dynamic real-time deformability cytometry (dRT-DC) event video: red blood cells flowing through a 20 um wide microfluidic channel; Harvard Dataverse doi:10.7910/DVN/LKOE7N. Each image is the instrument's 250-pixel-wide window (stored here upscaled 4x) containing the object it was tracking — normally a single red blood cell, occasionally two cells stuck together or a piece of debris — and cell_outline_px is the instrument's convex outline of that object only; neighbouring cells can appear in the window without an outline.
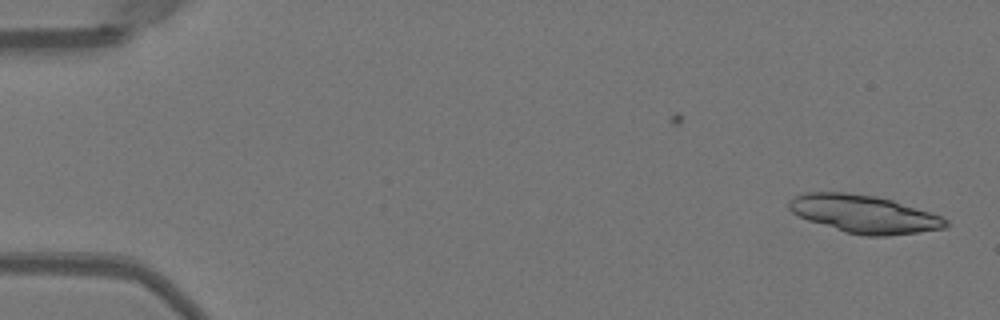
{"species": "Egyptian fruit bat (a non-hibernating species)", "species_latin": "Rousettus aegyptiacus", "temperature_condition": "warm", "stored_images_in_passage": 37, "camera_frame_rate_fps": 3000, "um_per_image_px": 0.085, "animal": {"sex": "female"}, "frame": {"image": 1, "passage_image": 1, "time_ms": 0.0, "image_size_px": [1000, 320], "cell_outline_px": [[948, 224], [944, 228], [916, 232], [884, 236], [868, 236], [844, 232], [808, 220], [792, 212], [788, 208], [788, 200], [792, 196], [808, 192], [844, 192], [876, 196], [892, 200], [940, 216], [948, 220]], "centroid_in_image_um": [73.39, 18.18], "position_along_channel_um": 11.6, "area_um2": 34.28}}
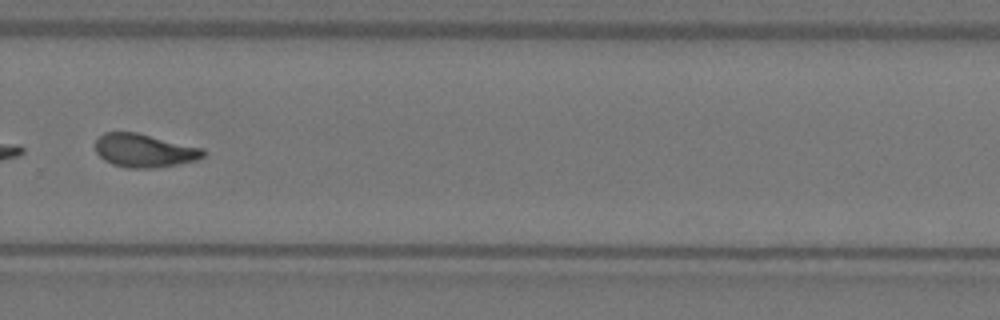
{"frame": {"image": 2, "passage_image": 35, "time_ms": 11.333, "image_size_px": [1000, 320], "cell_outline_px": [[208, 152], [200, 160], [156, 168], [128, 168], [112, 164], [104, 160], [96, 152], [96, 140], [104, 132], [136, 132], [204, 148]], "centroid_in_image_um": [12.32, 12.8], "position_along_channel_um": 317.5, "area_um2": 21.21}}